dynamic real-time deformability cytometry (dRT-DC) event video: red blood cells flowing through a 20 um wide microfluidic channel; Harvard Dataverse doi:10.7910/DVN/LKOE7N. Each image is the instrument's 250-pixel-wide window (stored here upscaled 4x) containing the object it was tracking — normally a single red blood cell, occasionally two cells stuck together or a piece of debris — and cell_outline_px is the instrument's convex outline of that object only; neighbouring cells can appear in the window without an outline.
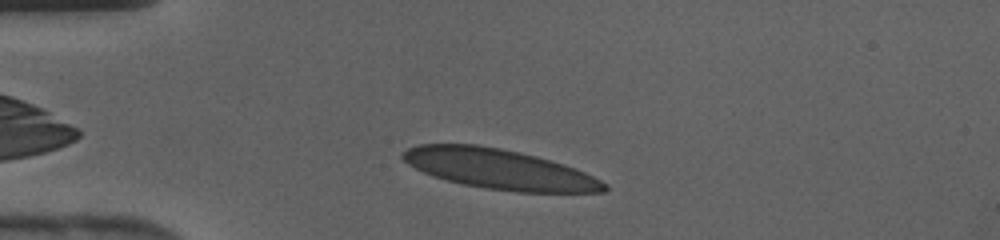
{"species": "human", "species_latin": "Homo sapiens", "temperature_condition": "cold", "stored_images_in_passage": 36, "camera_frame_rate_fps": 3000, "um_per_image_px": 0.085, "donor": {"sex": "female"}, "frame": {"image": 1, "passage_image": 4, "time_ms": 1.0, "image_size_px": [1000, 240], "cell_outline_px": [[608, 188], [604, 192], [516, 192], [484, 188], [464, 184], [448, 180], [424, 172], [408, 164], [400, 156], [408, 148], [420, 144], [476, 144], [500, 148], [536, 156], [564, 164], [584, 172], [608, 184]], "centroid_in_image_um": [42.46, 14.37], "position_along_channel_um": 42.5, "area_um2": 46.53}}
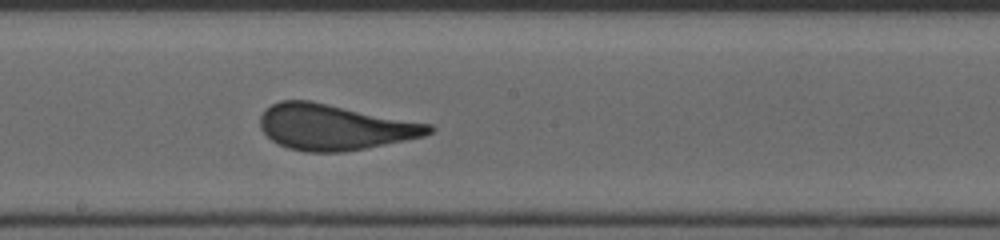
{"frame": {"image": 2, "passage_image": 17, "time_ms": 5.333, "image_size_px": [1000, 240], "cell_outline_px": [[436, 128], [432, 132], [424, 136], [344, 152], [308, 152], [288, 148], [272, 140], [260, 128], [260, 116], [264, 108], [280, 100], [308, 100], [432, 124]], "centroid_in_image_um": [28.41, 10.8], "position_along_channel_um": 219.8, "area_um2": 44.74}}
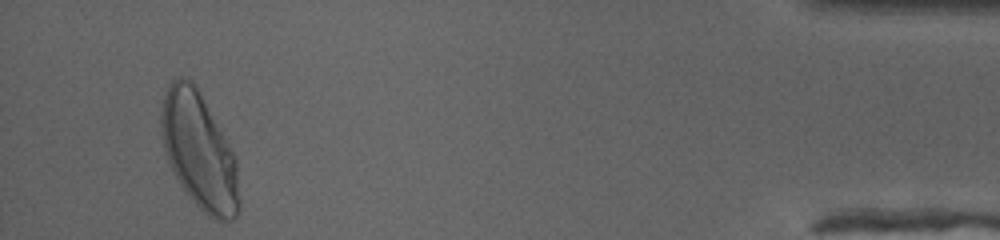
{"frame": {"image": 3, "passage_image": 34, "time_ms": 11.0, "image_size_px": [1000, 240], "cell_outline_px": [[240, 208], [236, 216], [232, 220], [224, 224], [208, 216], [184, 192], [168, 160], [164, 148], [160, 124], [160, 112], [164, 96], [172, 80], [180, 76], [192, 80], [236, 156], [240, 200]], "centroid_in_image_um": [16.95, 12.9], "position_along_channel_um": 418.3, "area_um2": 52.77}}